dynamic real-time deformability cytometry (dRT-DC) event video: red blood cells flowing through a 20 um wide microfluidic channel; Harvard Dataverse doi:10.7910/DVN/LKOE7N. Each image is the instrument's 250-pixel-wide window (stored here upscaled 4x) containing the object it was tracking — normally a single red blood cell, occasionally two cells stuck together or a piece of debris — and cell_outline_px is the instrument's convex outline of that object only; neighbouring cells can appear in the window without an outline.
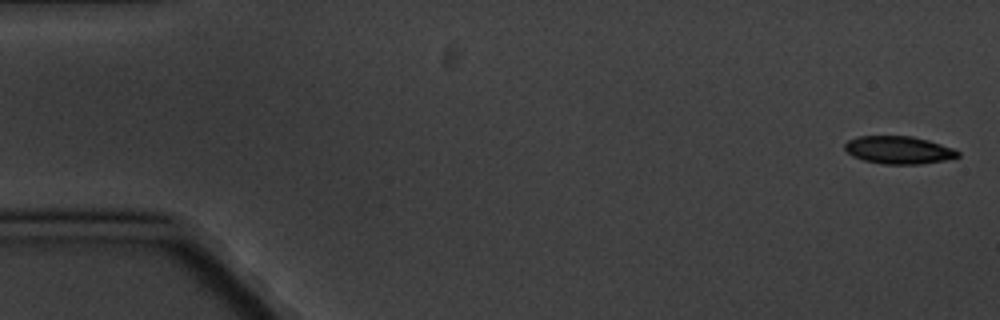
{"species": "common noctule bat (a hibernating species)", "species_latin": "Nyctalus noctula", "temperature_condition": "cold", "stored_images_in_passage": 8, "camera_frame_rate_fps": 3000, "um_per_image_px": 0.085, "animal": {"sex": "male", "body_mass_g": 20.1, "forearm_length_mm": 53.5}, "frame": {"image": 1, "passage_image": 1, "time_ms": 0.0, "image_size_px": [1000, 320], "cell_outline_px": [[960, 156], [944, 160], [920, 164], [884, 164], [864, 160], [852, 156], [844, 148], [844, 144], [848, 140], [856, 136], [912, 136], [928, 140], [952, 148], [960, 152]], "centroid_in_image_um": [76.36, 12.74], "position_along_channel_um": 8.6, "area_um2": 18.21}}
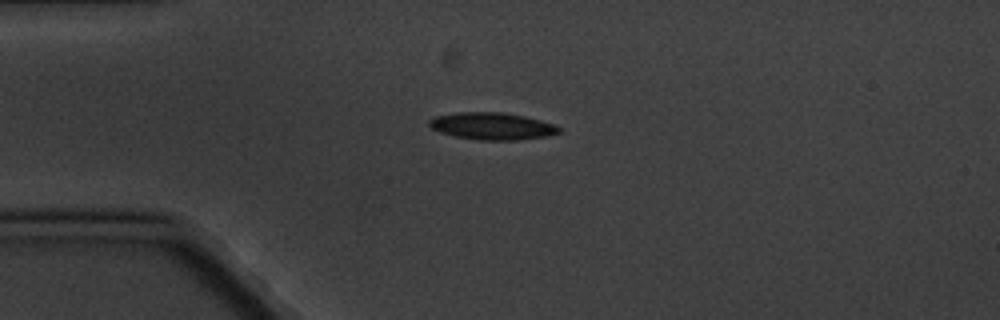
{"frame": {"image": 2, "passage_image": 4, "time_ms": 4.333, "image_size_px": [1000, 320], "cell_outline_px": [[564, 132], [544, 136], [520, 140], [480, 140], [456, 136], [440, 132], [432, 128], [428, 124], [428, 120], [432, 116], [456, 112], [500, 112], [524, 116], [556, 124]], "centroid_in_image_um": [41.83, 10.71], "position_along_channel_um": 43.2, "area_um2": 20.63}}